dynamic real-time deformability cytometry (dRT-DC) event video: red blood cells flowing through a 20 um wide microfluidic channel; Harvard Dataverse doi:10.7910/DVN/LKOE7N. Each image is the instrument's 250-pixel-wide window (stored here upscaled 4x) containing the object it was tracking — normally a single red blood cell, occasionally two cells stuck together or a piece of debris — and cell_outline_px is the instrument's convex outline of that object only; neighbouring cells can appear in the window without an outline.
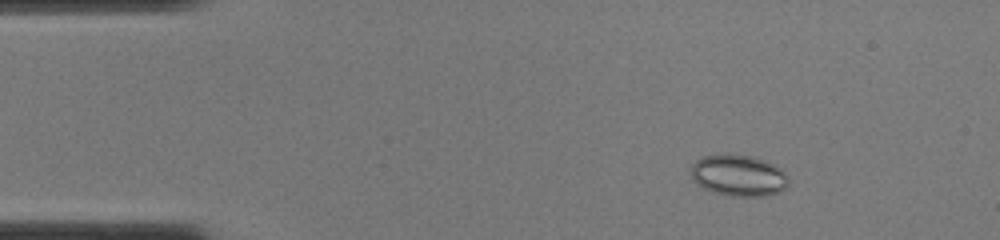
{"species": "common noctule bat (a hibernating species)", "species_latin": "Nyctalus noctula", "temperature_condition": "cold", "stored_images_in_passage": 1, "camera_frame_rate_fps": 3000, "um_per_image_px": 0.085, "animal": {"sex": "female", "body_mass_g": 22.0, "forearm_length_mm": 56.7}, "frame": {"image": 1, "passage_image": 1, "time_ms": 0.0, "image_size_px": [1000, 240], "cell_outline_px": [[776, 172], [772, 188], [756, 192], [740, 192], [720, 188], [708, 184], [704, 180], [708, 160], [748, 160], [760, 164]], "centroid_in_image_um": [62.83, 14.93], "position_along_channel_um": 22.2, "area_um2": 13.58}}